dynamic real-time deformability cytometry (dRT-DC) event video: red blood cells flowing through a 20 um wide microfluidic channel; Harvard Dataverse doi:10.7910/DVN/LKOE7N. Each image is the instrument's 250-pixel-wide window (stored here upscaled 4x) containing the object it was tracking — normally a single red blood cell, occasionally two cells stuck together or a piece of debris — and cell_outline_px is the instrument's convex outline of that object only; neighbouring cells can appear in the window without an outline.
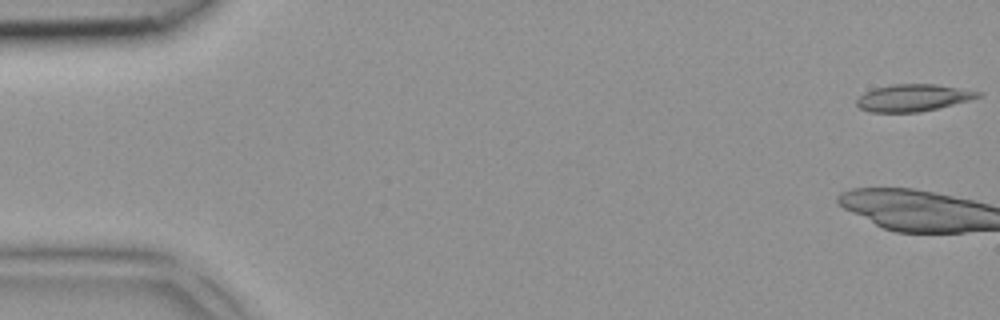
{"species": "common noctule bat (a hibernating species)", "species_latin": "Nyctalus noctula", "temperature_condition": "room temperature", "stored_images_in_passage": 7, "camera_frame_rate_fps": 3000, "um_per_image_px": 0.085, "animal": {"sex": "female", "body_mass_g": 18.4}, "frame": {"image": 1, "passage_image": 1, "time_ms": 0.0, "image_size_px": [1000, 320], "cell_outline_px": [[984, 96], [920, 112], [868, 112], [860, 108], [856, 104], [856, 100], [864, 92], [876, 88], [892, 84], [936, 84], [984, 92]], "centroid_in_image_um": [77.62, 8.3], "position_along_channel_um": 7.4, "area_um2": 19.07}}